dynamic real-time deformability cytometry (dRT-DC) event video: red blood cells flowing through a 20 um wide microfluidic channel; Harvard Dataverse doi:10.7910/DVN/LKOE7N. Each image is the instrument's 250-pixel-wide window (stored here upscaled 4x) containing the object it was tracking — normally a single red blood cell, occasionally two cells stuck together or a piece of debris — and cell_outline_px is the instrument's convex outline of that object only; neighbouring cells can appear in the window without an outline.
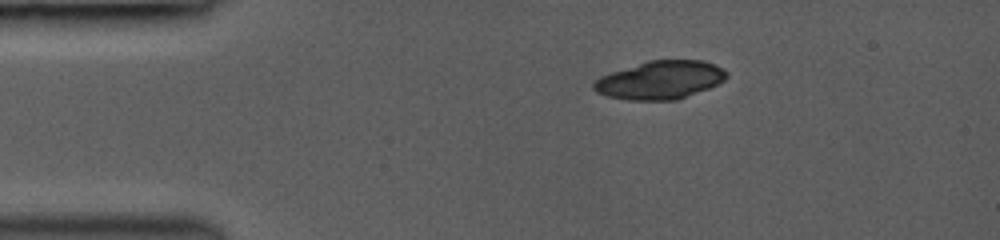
{"species": "common noctule bat (a hibernating species)", "species_latin": "Nyctalus noctula", "temperature_condition": "room temperature", "stored_images_in_passage": 11, "camera_frame_rate_fps": 3000, "um_per_image_px": 0.085, "animal": {"sex": "female", "body_mass_g": 19.0, "forearm_length_mm": 53.3}, "frame": {"image": 1, "passage_image": 1, "time_ms": 0.0, "image_size_px": [1000, 240], "cell_outline_px": [[728, 76], [724, 80], [708, 88], [676, 100], [628, 100], [608, 96], [596, 92], [592, 88], [592, 84], [600, 76], [648, 60], [704, 60], [716, 64], [724, 68], [728, 72]], "centroid_in_image_um": [56.13, 6.79], "position_along_channel_um": 28.9, "area_um2": 29.59}}